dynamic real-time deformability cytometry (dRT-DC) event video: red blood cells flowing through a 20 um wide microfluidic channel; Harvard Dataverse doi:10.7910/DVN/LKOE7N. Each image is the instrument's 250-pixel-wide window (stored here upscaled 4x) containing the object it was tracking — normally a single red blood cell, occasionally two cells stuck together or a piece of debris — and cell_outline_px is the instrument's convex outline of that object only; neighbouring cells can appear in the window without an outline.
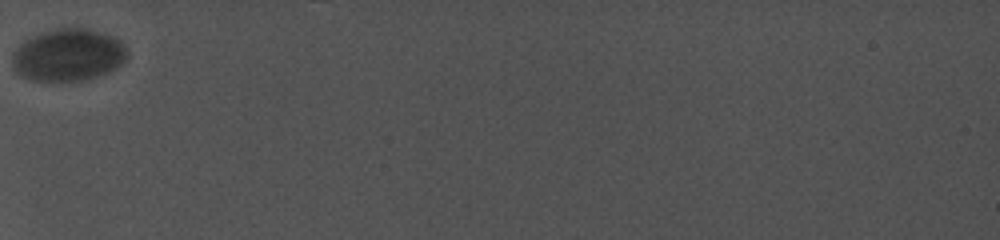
{"species": "common noctule bat (a hibernating species)", "species_latin": "Nyctalus noctula", "temperature_condition": "cold", "stored_images_in_passage": 20, "camera_frame_rate_fps": 5000, "um_per_image_px": 0.085, "animal": {"sex": "female", "body_mass_g": 19.0, "forearm_length_mm": 56.7}, "frame": {"image": 1, "passage_image": 1, "time_ms": 0.0, "image_size_px": [1000, 240], "cell_outline_px": [[128, 56], [116, 68], [96, 76], [80, 80], [28, 80], [20, 76], [12, 68], [12, 52], [24, 40], [40, 32], [56, 28], [88, 28], [112, 36], [120, 40], [124, 44], [128, 52]], "centroid_in_image_um": [5.76, 4.66], "position_along_channel_um": 79.2, "area_um2": 35.08}}